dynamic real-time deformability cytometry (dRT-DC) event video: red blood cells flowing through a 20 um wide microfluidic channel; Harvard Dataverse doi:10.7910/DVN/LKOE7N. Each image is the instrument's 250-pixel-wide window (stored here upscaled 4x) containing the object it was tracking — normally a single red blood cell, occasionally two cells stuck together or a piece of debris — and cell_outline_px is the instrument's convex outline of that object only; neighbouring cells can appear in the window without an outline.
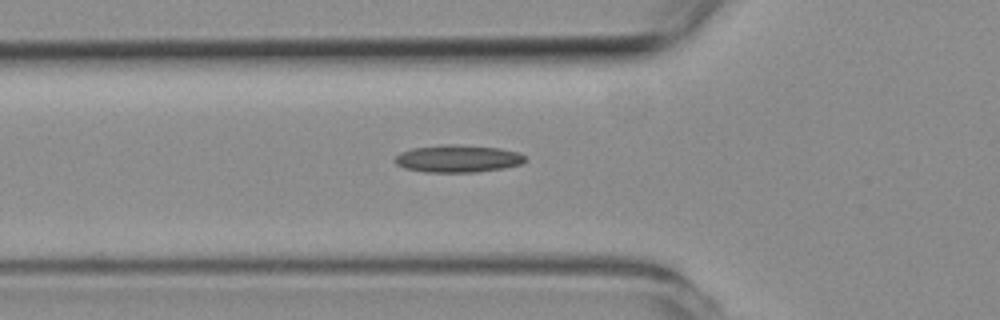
{"species": "common noctule bat (a hibernating species)", "species_latin": "Nyctalus noctula", "temperature_condition": "room temperature", "stored_images_in_passage": 37, "camera_frame_rate_fps": 3000, "um_per_image_px": 0.085, "animal": {"sex": "female", "body_mass_g": 19.3, "forearm_length_mm": 54.1}, "frame": {"image": 1, "passage_image": 2, "time_ms": 0.333, "image_size_px": [1000, 320], "cell_outline_px": [[528, 160], [524, 164], [504, 168], [476, 172], [424, 172], [404, 168], [396, 164], [392, 160], [400, 152], [412, 148], [448, 144], [452, 144], [500, 148], [520, 152]], "centroid_in_image_um": [38.94, 13.49], "position_along_channel_um": 86.9, "area_um2": 21.04}}
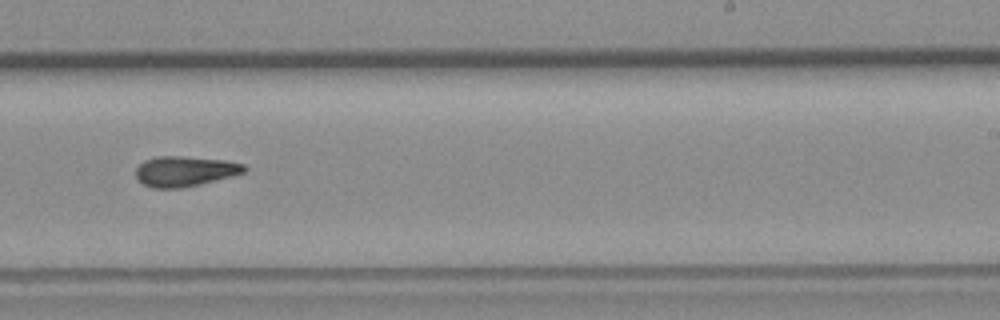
{"frame": {"image": 2, "passage_image": 16, "time_ms": 5.0, "image_size_px": [1000, 320], "cell_outline_px": [[248, 168], [244, 172], [232, 176], [200, 184], [180, 188], [152, 188], [144, 184], [136, 176], [136, 168], [144, 160], [156, 156], [184, 156], [224, 160], [244, 164]], "centroid_in_image_um": [15.71, 14.55], "position_along_channel_um": 273.3, "area_um2": 19.07}}
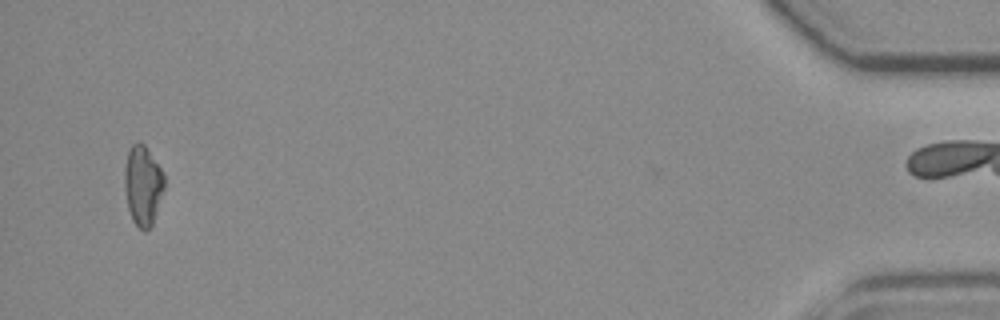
{"frame": {"image": 3, "passage_image": 34, "time_ms": 11.0, "image_size_px": [1000, 320], "cell_outline_px": [[164, 188], [152, 224], [144, 232], [132, 220], [128, 208], [124, 188], [124, 168], [128, 152], [132, 144], [136, 140], [140, 140], [144, 144], [164, 172]], "centroid_in_image_um": [12.13, 15.71], "position_along_channel_um": 423.1, "area_um2": 18.55}}